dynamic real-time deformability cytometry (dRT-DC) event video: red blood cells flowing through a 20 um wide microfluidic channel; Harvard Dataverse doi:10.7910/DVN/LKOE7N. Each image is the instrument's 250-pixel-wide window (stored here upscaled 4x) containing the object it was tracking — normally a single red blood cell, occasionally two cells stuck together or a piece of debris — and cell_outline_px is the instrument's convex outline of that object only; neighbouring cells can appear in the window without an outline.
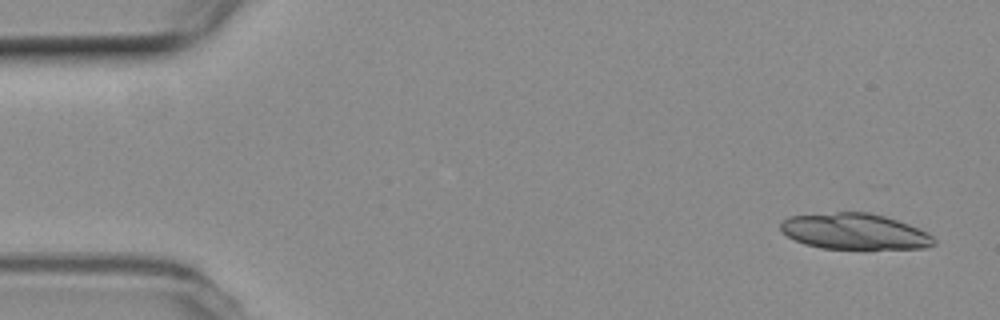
{"species": "common noctule bat (a hibernating species)", "species_latin": "Nyctalus noctula", "temperature_condition": "room temperature", "stored_images_in_passage": 16, "camera_frame_rate_fps": 3000, "um_per_image_px": 0.085, "animal": {"sex": "female", "body_mass_g": 19.3, "forearm_length_mm": 54.1}, "frame": {"image": 1, "passage_image": 3, "time_ms": 0.667, "image_size_px": [1000, 320], "cell_outline_px": [[936, 244], [924, 248], [820, 248], [804, 244], [788, 236], [780, 228], [780, 224], [788, 216], [836, 212], [868, 212], [884, 216], [920, 228], [932, 236], [936, 240]], "centroid_in_image_um": [72.65, 19.66], "position_along_channel_um": 12.4, "area_um2": 31.85}}